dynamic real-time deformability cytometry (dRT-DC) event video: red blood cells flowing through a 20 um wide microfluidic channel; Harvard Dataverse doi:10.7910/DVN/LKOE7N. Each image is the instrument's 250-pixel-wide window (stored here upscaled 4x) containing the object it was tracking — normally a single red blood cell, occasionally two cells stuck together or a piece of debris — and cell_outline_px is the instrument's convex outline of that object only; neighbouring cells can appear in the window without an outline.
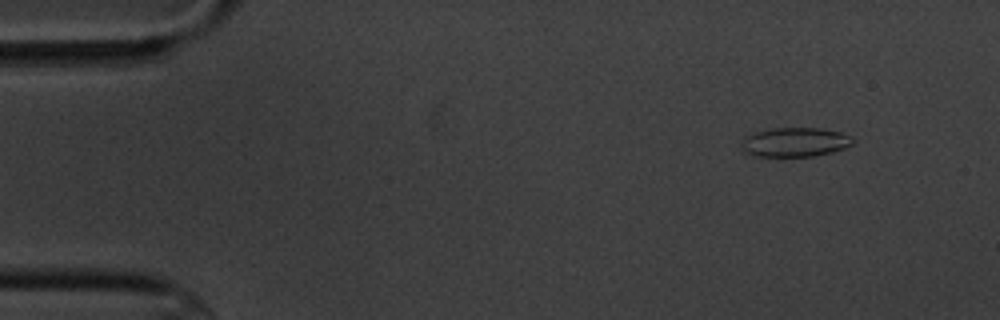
{"species": "common noctule bat (a hibernating species)", "species_latin": "Nyctalus noctula", "temperature_condition": "cold", "stored_images_in_passage": 4, "camera_frame_rate_fps": 3000, "um_per_image_px": 0.085, "animal": {"sex": "male", "body_mass_g": 20.1, "forearm_length_mm": 53.5}, "frame": {"image": 1, "passage_image": 1, "time_ms": 0.0, "image_size_px": [1000, 320], "cell_outline_px": [[856, 140], [852, 144], [844, 148], [832, 152], [812, 156], [756, 156], [744, 152], [740, 148], [744, 136], [752, 132], [772, 128], [820, 128], [840, 132], [852, 136]], "centroid_in_image_um": [67.55, 12.07], "position_along_channel_um": 17.4, "area_um2": 19.19}}
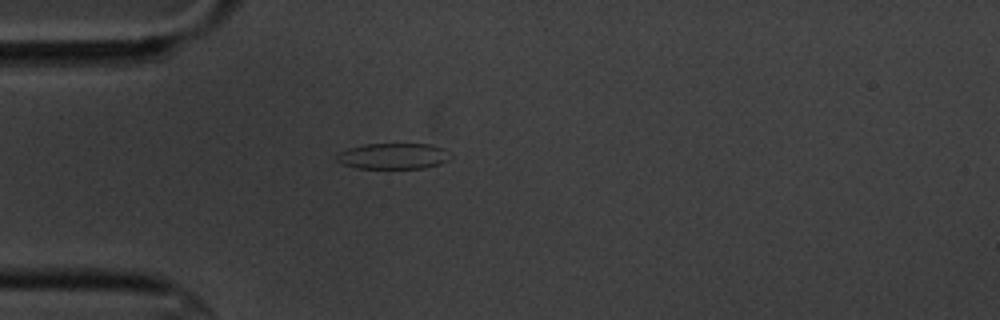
{"frame": {"image": 2, "passage_image": 4, "time_ms": 3.333, "image_size_px": [1000, 320], "cell_outline_px": [[452, 156], [448, 160], [440, 164], [424, 168], [356, 168], [344, 164], [336, 160], [336, 156], [340, 152], [348, 148], [364, 144], [432, 144], [444, 148]], "centroid_in_image_um": [33.46, 13.26], "position_along_channel_um": 51.5, "area_um2": 17.22}}